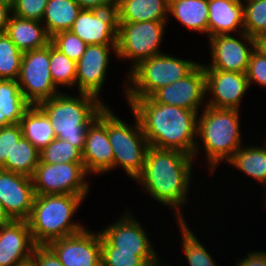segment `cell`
<instances>
[{"label":"cell","mask_w":266,"mask_h":266,"mask_svg":"<svg viewBox=\"0 0 266 266\" xmlns=\"http://www.w3.org/2000/svg\"><path fill=\"white\" fill-rule=\"evenodd\" d=\"M194 162L193 156L181 151L149 146L142 173L135 179L150 198L175 211L177 222L187 220L182 212L190 200Z\"/></svg>","instance_id":"obj_1"},{"label":"cell","mask_w":266,"mask_h":266,"mask_svg":"<svg viewBox=\"0 0 266 266\" xmlns=\"http://www.w3.org/2000/svg\"><path fill=\"white\" fill-rule=\"evenodd\" d=\"M138 117L149 146L194 156L198 113L155 102L151 97L126 99Z\"/></svg>","instance_id":"obj_2"},{"label":"cell","mask_w":266,"mask_h":266,"mask_svg":"<svg viewBox=\"0 0 266 266\" xmlns=\"http://www.w3.org/2000/svg\"><path fill=\"white\" fill-rule=\"evenodd\" d=\"M198 113L194 159L204 150L208 172L213 174L220 163H227L242 146L240 113L236 109L203 106ZM202 148H201V147ZM199 152V153H198Z\"/></svg>","instance_id":"obj_3"},{"label":"cell","mask_w":266,"mask_h":266,"mask_svg":"<svg viewBox=\"0 0 266 266\" xmlns=\"http://www.w3.org/2000/svg\"><path fill=\"white\" fill-rule=\"evenodd\" d=\"M37 106L49 118L56 138L67 140L83 151L87 129L107 103L90 94L73 96L62 91Z\"/></svg>","instance_id":"obj_4"},{"label":"cell","mask_w":266,"mask_h":266,"mask_svg":"<svg viewBox=\"0 0 266 266\" xmlns=\"http://www.w3.org/2000/svg\"><path fill=\"white\" fill-rule=\"evenodd\" d=\"M85 199L71 194L35 195L27 219L36 245H47L82 231L86 226L75 221L74 214Z\"/></svg>","instance_id":"obj_5"},{"label":"cell","mask_w":266,"mask_h":266,"mask_svg":"<svg viewBox=\"0 0 266 266\" xmlns=\"http://www.w3.org/2000/svg\"><path fill=\"white\" fill-rule=\"evenodd\" d=\"M200 63L165 52L142 61L127 73L124 82L126 99L149 98L157 90L189 75Z\"/></svg>","instance_id":"obj_6"},{"label":"cell","mask_w":266,"mask_h":266,"mask_svg":"<svg viewBox=\"0 0 266 266\" xmlns=\"http://www.w3.org/2000/svg\"><path fill=\"white\" fill-rule=\"evenodd\" d=\"M107 105V134L113 149V170L121 167L128 178L135 179L142 173L149 144L138 117L133 114L132 124L126 123Z\"/></svg>","instance_id":"obj_7"},{"label":"cell","mask_w":266,"mask_h":266,"mask_svg":"<svg viewBox=\"0 0 266 266\" xmlns=\"http://www.w3.org/2000/svg\"><path fill=\"white\" fill-rule=\"evenodd\" d=\"M168 21L117 22V55L130 60L129 72L144 60L162 53L160 50ZM129 59V60H128Z\"/></svg>","instance_id":"obj_8"},{"label":"cell","mask_w":266,"mask_h":266,"mask_svg":"<svg viewBox=\"0 0 266 266\" xmlns=\"http://www.w3.org/2000/svg\"><path fill=\"white\" fill-rule=\"evenodd\" d=\"M88 175L83 162L48 164L39 161L31 178L35 195L71 194L86 199L90 193Z\"/></svg>","instance_id":"obj_9"},{"label":"cell","mask_w":266,"mask_h":266,"mask_svg":"<svg viewBox=\"0 0 266 266\" xmlns=\"http://www.w3.org/2000/svg\"><path fill=\"white\" fill-rule=\"evenodd\" d=\"M49 63L50 44L23 53L17 82L30 105H38L61 93L52 80Z\"/></svg>","instance_id":"obj_10"},{"label":"cell","mask_w":266,"mask_h":266,"mask_svg":"<svg viewBox=\"0 0 266 266\" xmlns=\"http://www.w3.org/2000/svg\"><path fill=\"white\" fill-rule=\"evenodd\" d=\"M240 35L238 38L236 36ZM238 35H215L208 38L211 62L204 69L246 73L257 39L242 32Z\"/></svg>","instance_id":"obj_11"},{"label":"cell","mask_w":266,"mask_h":266,"mask_svg":"<svg viewBox=\"0 0 266 266\" xmlns=\"http://www.w3.org/2000/svg\"><path fill=\"white\" fill-rule=\"evenodd\" d=\"M139 221L127 209L100 233L116 248V252L134 253L137 256H159L152 246L149 233L145 231L147 229H144V224Z\"/></svg>","instance_id":"obj_12"},{"label":"cell","mask_w":266,"mask_h":266,"mask_svg":"<svg viewBox=\"0 0 266 266\" xmlns=\"http://www.w3.org/2000/svg\"><path fill=\"white\" fill-rule=\"evenodd\" d=\"M63 266H101V233L82 231L47 244Z\"/></svg>","instance_id":"obj_13"},{"label":"cell","mask_w":266,"mask_h":266,"mask_svg":"<svg viewBox=\"0 0 266 266\" xmlns=\"http://www.w3.org/2000/svg\"><path fill=\"white\" fill-rule=\"evenodd\" d=\"M117 55V45H87L84 54L76 62L75 88L103 100L100 95L108 75L112 52Z\"/></svg>","instance_id":"obj_14"},{"label":"cell","mask_w":266,"mask_h":266,"mask_svg":"<svg viewBox=\"0 0 266 266\" xmlns=\"http://www.w3.org/2000/svg\"><path fill=\"white\" fill-rule=\"evenodd\" d=\"M206 77V106L240 110L242 98L249 91L246 73L204 69ZM246 92V93H245Z\"/></svg>","instance_id":"obj_15"},{"label":"cell","mask_w":266,"mask_h":266,"mask_svg":"<svg viewBox=\"0 0 266 266\" xmlns=\"http://www.w3.org/2000/svg\"><path fill=\"white\" fill-rule=\"evenodd\" d=\"M205 96H207L206 77L203 64L200 63L185 78L160 88L151 98L157 103L186 108L199 113L204 103L206 106Z\"/></svg>","instance_id":"obj_16"},{"label":"cell","mask_w":266,"mask_h":266,"mask_svg":"<svg viewBox=\"0 0 266 266\" xmlns=\"http://www.w3.org/2000/svg\"><path fill=\"white\" fill-rule=\"evenodd\" d=\"M82 157L89 175L113 171L114 154L107 134V106L87 129Z\"/></svg>","instance_id":"obj_17"},{"label":"cell","mask_w":266,"mask_h":266,"mask_svg":"<svg viewBox=\"0 0 266 266\" xmlns=\"http://www.w3.org/2000/svg\"><path fill=\"white\" fill-rule=\"evenodd\" d=\"M70 31L87 45H117V11L81 9Z\"/></svg>","instance_id":"obj_18"},{"label":"cell","mask_w":266,"mask_h":266,"mask_svg":"<svg viewBox=\"0 0 266 266\" xmlns=\"http://www.w3.org/2000/svg\"><path fill=\"white\" fill-rule=\"evenodd\" d=\"M34 198L31 177L0 168V202L11 220L27 221Z\"/></svg>","instance_id":"obj_19"},{"label":"cell","mask_w":266,"mask_h":266,"mask_svg":"<svg viewBox=\"0 0 266 266\" xmlns=\"http://www.w3.org/2000/svg\"><path fill=\"white\" fill-rule=\"evenodd\" d=\"M36 244L25 220L0 225V266H24L30 262Z\"/></svg>","instance_id":"obj_20"},{"label":"cell","mask_w":266,"mask_h":266,"mask_svg":"<svg viewBox=\"0 0 266 266\" xmlns=\"http://www.w3.org/2000/svg\"><path fill=\"white\" fill-rule=\"evenodd\" d=\"M242 32L243 4L239 0H208V38Z\"/></svg>","instance_id":"obj_21"},{"label":"cell","mask_w":266,"mask_h":266,"mask_svg":"<svg viewBox=\"0 0 266 266\" xmlns=\"http://www.w3.org/2000/svg\"><path fill=\"white\" fill-rule=\"evenodd\" d=\"M5 34L23 53L46 47L51 41L42 22L20 18L13 14L10 16Z\"/></svg>","instance_id":"obj_22"},{"label":"cell","mask_w":266,"mask_h":266,"mask_svg":"<svg viewBox=\"0 0 266 266\" xmlns=\"http://www.w3.org/2000/svg\"><path fill=\"white\" fill-rule=\"evenodd\" d=\"M169 0H118L117 22L168 21Z\"/></svg>","instance_id":"obj_23"},{"label":"cell","mask_w":266,"mask_h":266,"mask_svg":"<svg viewBox=\"0 0 266 266\" xmlns=\"http://www.w3.org/2000/svg\"><path fill=\"white\" fill-rule=\"evenodd\" d=\"M168 16L208 38V0H169Z\"/></svg>","instance_id":"obj_24"},{"label":"cell","mask_w":266,"mask_h":266,"mask_svg":"<svg viewBox=\"0 0 266 266\" xmlns=\"http://www.w3.org/2000/svg\"><path fill=\"white\" fill-rule=\"evenodd\" d=\"M263 146L242 145L228 161V166L240 170L246 177L253 178L266 188V139Z\"/></svg>","instance_id":"obj_25"},{"label":"cell","mask_w":266,"mask_h":266,"mask_svg":"<svg viewBox=\"0 0 266 266\" xmlns=\"http://www.w3.org/2000/svg\"><path fill=\"white\" fill-rule=\"evenodd\" d=\"M22 135L39 151L56 138L47 115L37 106L31 105L20 120Z\"/></svg>","instance_id":"obj_26"},{"label":"cell","mask_w":266,"mask_h":266,"mask_svg":"<svg viewBox=\"0 0 266 266\" xmlns=\"http://www.w3.org/2000/svg\"><path fill=\"white\" fill-rule=\"evenodd\" d=\"M81 9L76 0H48L41 22L52 37L70 30Z\"/></svg>","instance_id":"obj_27"},{"label":"cell","mask_w":266,"mask_h":266,"mask_svg":"<svg viewBox=\"0 0 266 266\" xmlns=\"http://www.w3.org/2000/svg\"><path fill=\"white\" fill-rule=\"evenodd\" d=\"M39 153L40 151L22 136L1 169L32 177L40 161Z\"/></svg>","instance_id":"obj_28"},{"label":"cell","mask_w":266,"mask_h":266,"mask_svg":"<svg viewBox=\"0 0 266 266\" xmlns=\"http://www.w3.org/2000/svg\"><path fill=\"white\" fill-rule=\"evenodd\" d=\"M1 111L11 124H19L31 106L23 97L17 80L0 79Z\"/></svg>","instance_id":"obj_29"},{"label":"cell","mask_w":266,"mask_h":266,"mask_svg":"<svg viewBox=\"0 0 266 266\" xmlns=\"http://www.w3.org/2000/svg\"><path fill=\"white\" fill-rule=\"evenodd\" d=\"M188 221L176 222L181 231V242L183 254L189 266H217L213 254L202 244L197 234L189 227Z\"/></svg>","instance_id":"obj_30"},{"label":"cell","mask_w":266,"mask_h":266,"mask_svg":"<svg viewBox=\"0 0 266 266\" xmlns=\"http://www.w3.org/2000/svg\"><path fill=\"white\" fill-rule=\"evenodd\" d=\"M50 73L54 84L73 89L76 80V62L68 58L50 43Z\"/></svg>","instance_id":"obj_31"},{"label":"cell","mask_w":266,"mask_h":266,"mask_svg":"<svg viewBox=\"0 0 266 266\" xmlns=\"http://www.w3.org/2000/svg\"><path fill=\"white\" fill-rule=\"evenodd\" d=\"M23 52H21L11 39L0 33V79L17 80Z\"/></svg>","instance_id":"obj_32"},{"label":"cell","mask_w":266,"mask_h":266,"mask_svg":"<svg viewBox=\"0 0 266 266\" xmlns=\"http://www.w3.org/2000/svg\"><path fill=\"white\" fill-rule=\"evenodd\" d=\"M40 162L48 164L83 162L82 151L67 140L53 139L39 153Z\"/></svg>","instance_id":"obj_33"},{"label":"cell","mask_w":266,"mask_h":266,"mask_svg":"<svg viewBox=\"0 0 266 266\" xmlns=\"http://www.w3.org/2000/svg\"><path fill=\"white\" fill-rule=\"evenodd\" d=\"M148 261H163L158 256H137L134 253L116 252L101 235V266H142Z\"/></svg>","instance_id":"obj_34"},{"label":"cell","mask_w":266,"mask_h":266,"mask_svg":"<svg viewBox=\"0 0 266 266\" xmlns=\"http://www.w3.org/2000/svg\"><path fill=\"white\" fill-rule=\"evenodd\" d=\"M244 32L258 39L266 34V0L243 4Z\"/></svg>","instance_id":"obj_35"},{"label":"cell","mask_w":266,"mask_h":266,"mask_svg":"<svg viewBox=\"0 0 266 266\" xmlns=\"http://www.w3.org/2000/svg\"><path fill=\"white\" fill-rule=\"evenodd\" d=\"M50 43L74 62L82 57L87 46L83 40L70 30L54 34Z\"/></svg>","instance_id":"obj_36"},{"label":"cell","mask_w":266,"mask_h":266,"mask_svg":"<svg viewBox=\"0 0 266 266\" xmlns=\"http://www.w3.org/2000/svg\"><path fill=\"white\" fill-rule=\"evenodd\" d=\"M246 77L249 88L256 83L266 89V54L257 46L251 53Z\"/></svg>","instance_id":"obj_37"},{"label":"cell","mask_w":266,"mask_h":266,"mask_svg":"<svg viewBox=\"0 0 266 266\" xmlns=\"http://www.w3.org/2000/svg\"><path fill=\"white\" fill-rule=\"evenodd\" d=\"M48 0H16L12 8L14 16L42 21Z\"/></svg>","instance_id":"obj_38"},{"label":"cell","mask_w":266,"mask_h":266,"mask_svg":"<svg viewBox=\"0 0 266 266\" xmlns=\"http://www.w3.org/2000/svg\"><path fill=\"white\" fill-rule=\"evenodd\" d=\"M22 136L20 124H12L0 128V168L6 164V160L8 156H11L14 145Z\"/></svg>","instance_id":"obj_39"},{"label":"cell","mask_w":266,"mask_h":266,"mask_svg":"<svg viewBox=\"0 0 266 266\" xmlns=\"http://www.w3.org/2000/svg\"><path fill=\"white\" fill-rule=\"evenodd\" d=\"M29 263L32 266H63L47 245H36Z\"/></svg>","instance_id":"obj_40"},{"label":"cell","mask_w":266,"mask_h":266,"mask_svg":"<svg viewBox=\"0 0 266 266\" xmlns=\"http://www.w3.org/2000/svg\"><path fill=\"white\" fill-rule=\"evenodd\" d=\"M235 264L236 266H266V251H249Z\"/></svg>","instance_id":"obj_41"},{"label":"cell","mask_w":266,"mask_h":266,"mask_svg":"<svg viewBox=\"0 0 266 266\" xmlns=\"http://www.w3.org/2000/svg\"><path fill=\"white\" fill-rule=\"evenodd\" d=\"M82 9H116L118 0H76Z\"/></svg>","instance_id":"obj_42"},{"label":"cell","mask_w":266,"mask_h":266,"mask_svg":"<svg viewBox=\"0 0 266 266\" xmlns=\"http://www.w3.org/2000/svg\"><path fill=\"white\" fill-rule=\"evenodd\" d=\"M12 15V8L0 2V33H4Z\"/></svg>","instance_id":"obj_43"},{"label":"cell","mask_w":266,"mask_h":266,"mask_svg":"<svg viewBox=\"0 0 266 266\" xmlns=\"http://www.w3.org/2000/svg\"><path fill=\"white\" fill-rule=\"evenodd\" d=\"M11 219L9 216L6 214L1 202H0V225L7 224L10 222Z\"/></svg>","instance_id":"obj_44"},{"label":"cell","mask_w":266,"mask_h":266,"mask_svg":"<svg viewBox=\"0 0 266 266\" xmlns=\"http://www.w3.org/2000/svg\"><path fill=\"white\" fill-rule=\"evenodd\" d=\"M257 47L266 54V34L257 39Z\"/></svg>","instance_id":"obj_45"},{"label":"cell","mask_w":266,"mask_h":266,"mask_svg":"<svg viewBox=\"0 0 266 266\" xmlns=\"http://www.w3.org/2000/svg\"><path fill=\"white\" fill-rule=\"evenodd\" d=\"M8 125H12L5 117V115L1 111V106H0V128L6 127Z\"/></svg>","instance_id":"obj_46"},{"label":"cell","mask_w":266,"mask_h":266,"mask_svg":"<svg viewBox=\"0 0 266 266\" xmlns=\"http://www.w3.org/2000/svg\"><path fill=\"white\" fill-rule=\"evenodd\" d=\"M162 262L165 263L164 261H148L145 262L142 266H162Z\"/></svg>","instance_id":"obj_47"},{"label":"cell","mask_w":266,"mask_h":266,"mask_svg":"<svg viewBox=\"0 0 266 266\" xmlns=\"http://www.w3.org/2000/svg\"><path fill=\"white\" fill-rule=\"evenodd\" d=\"M15 1L16 0H0L1 3H4V4L10 6L11 8H13Z\"/></svg>","instance_id":"obj_48"},{"label":"cell","mask_w":266,"mask_h":266,"mask_svg":"<svg viewBox=\"0 0 266 266\" xmlns=\"http://www.w3.org/2000/svg\"><path fill=\"white\" fill-rule=\"evenodd\" d=\"M242 4L250 2V1H254V0H239Z\"/></svg>","instance_id":"obj_49"},{"label":"cell","mask_w":266,"mask_h":266,"mask_svg":"<svg viewBox=\"0 0 266 266\" xmlns=\"http://www.w3.org/2000/svg\"><path fill=\"white\" fill-rule=\"evenodd\" d=\"M265 192H266V191H265ZM265 194H266V193H265ZM265 194H263V195L266 197V195H265ZM264 199H265V200H264V203H265V205H266V202H265V201H266V198H264Z\"/></svg>","instance_id":"obj_50"}]
</instances>
